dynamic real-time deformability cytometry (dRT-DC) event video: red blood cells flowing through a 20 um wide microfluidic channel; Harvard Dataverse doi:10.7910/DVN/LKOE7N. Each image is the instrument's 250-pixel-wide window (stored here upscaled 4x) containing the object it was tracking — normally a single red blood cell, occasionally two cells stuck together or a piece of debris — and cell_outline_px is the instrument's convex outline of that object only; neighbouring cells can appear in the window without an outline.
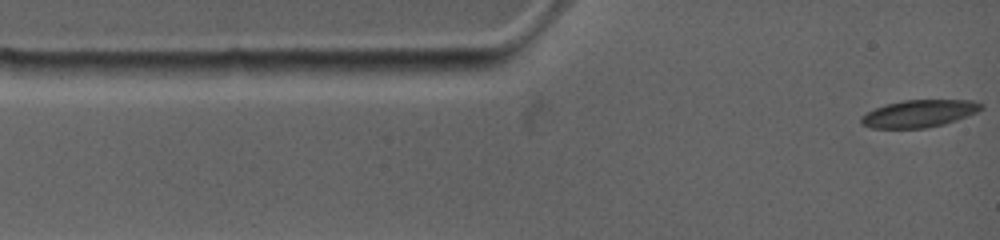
{"species": "common noctule bat (a hibernating species)", "species_latin": "Nyctalus noctula", "temperature_condition": "warm", "stored_images_in_passage": 7, "camera_frame_rate_fps": 4500, "um_per_image_px": 0.085, "animal": {"sex": "female", "body_mass_g": 19.0, "forearm_length_mm": 53.3}, "frame": {"image": 1, "passage_image": 1, "time_ms": 0.0, "image_size_px": [1000, 240], "cell_outline_px": [[980, 108], [964, 116], [940, 124], [920, 128], [876, 128], [864, 124], [860, 120], [868, 112], [888, 104], [908, 100], [960, 100], [980, 104]], "centroid_in_image_um": [78.03, 9.65], "position_along_channel_um": 7.0, "area_um2": 17.74}}
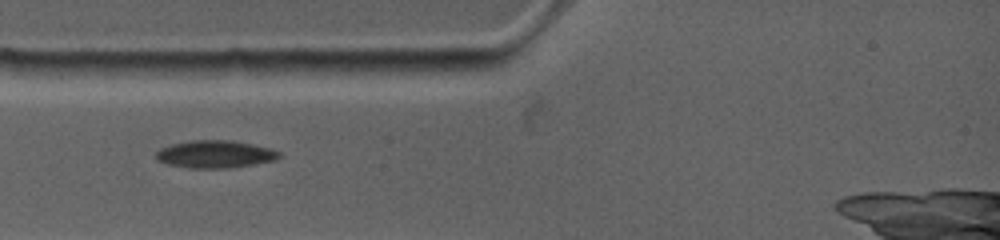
{"frame": {"image": 2, "passage_image": 6, "time_ms": 2.667, "image_size_px": [1000, 240], "cell_outline_px": [[280, 156], [272, 160], [224, 168], [188, 168], [172, 164], [160, 160], [156, 156], [156, 152], [164, 148], [176, 144], [196, 140], [224, 140], [248, 144], [268, 148], [280, 152]], "centroid_in_image_um": [18.28, 13.11], "position_along_channel_um": 66.7, "area_um2": 18.61}}